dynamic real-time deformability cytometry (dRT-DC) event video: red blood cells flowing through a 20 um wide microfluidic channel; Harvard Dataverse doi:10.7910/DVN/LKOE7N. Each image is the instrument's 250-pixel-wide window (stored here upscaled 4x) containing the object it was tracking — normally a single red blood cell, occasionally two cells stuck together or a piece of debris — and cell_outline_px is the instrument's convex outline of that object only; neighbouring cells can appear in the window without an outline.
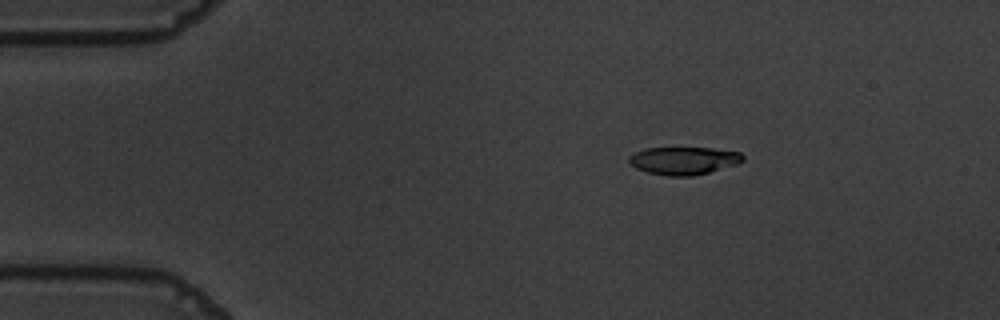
{"species": "common noctule bat (a hibernating species)", "species_latin": "Nyctalus noctula", "temperature_condition": "warm", "stored_images_in_passage": 47, "camera_frame_rate_fps": 3000, "um_per_image_px": 0.085, "animal": {"sex": "male", "body_mass_g": 19.5, "forearm_length_mm": 54.6}, "frame": {"image": 1, "passage_image": 1, "time_ms": 0.0, "image_size_px": [1000, 320], "cell_outline_px": [[744, 160], [740, 164], [692, 176], [668, 176], [648, 172], [636, 168], [628, 164], [628, 156], [644, 148], [712, 148], [740, 152], [744, 156]], "centroid_in_image_um": [58.12, 13.65], "position_along_channel_um": 26.9, "area_um2": 18.55}}
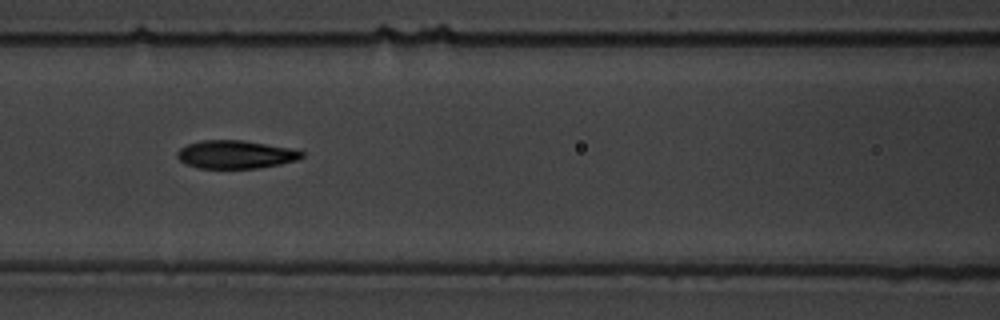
{"frame": {"image": 2, "passage_image": 16, "time_ms": 5.0, "image_size_px": [1000, 320], "cell_outline_px": [[304, 156], [296, 160], [280, 164], [256, 168], [200, 168], [184, 164], [176, 156], [176, 152], [180, 148], [188, 144], [200, 140], [244, 140], [300, 148], [304, 152]], "centroid_in_image_um": [20.08, 13.11], "position_along_channel_um": 146.5, "area_um2": 20.87}}
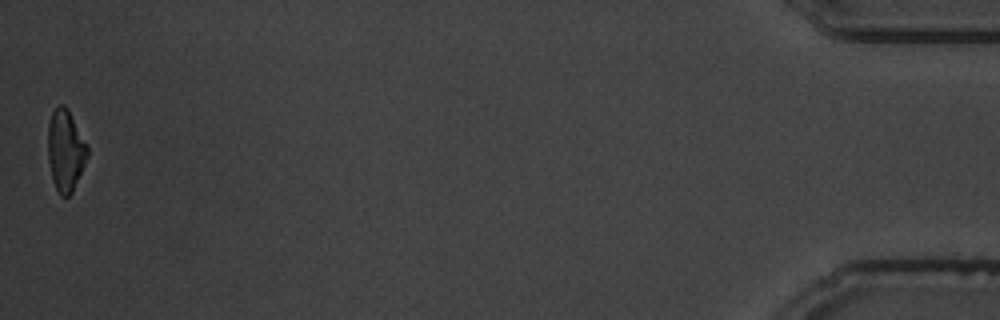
{"frame": {"image": 3, "passage_image": 47, "time_ms": 15.333, "image_size_px": [1000, 320], "cell_outline_px": [[88, 156], [72, 192], [68, 196], [60, 196], [52, 180], [48, 160], [48, 124], [52, 112], [60, 104], [64, 104], [68, 108], [88, 144]], "centroid_in_image_um": [5.57, 12.76], "position_along_channel_um": 429.6, "area_um2": 18.9}, "authors_computed_cell_mechanics": {"area_um2": 20.1722, "velocity_mm_per_s": 3.6505, "shape_relaxation_time_tau1_ms": 3.5984, "shape_relaxation_time_tau2_ms": 3.4858, "deformation_change_tau1": 0.164, "deformation_change_tau2": 0.1135}}